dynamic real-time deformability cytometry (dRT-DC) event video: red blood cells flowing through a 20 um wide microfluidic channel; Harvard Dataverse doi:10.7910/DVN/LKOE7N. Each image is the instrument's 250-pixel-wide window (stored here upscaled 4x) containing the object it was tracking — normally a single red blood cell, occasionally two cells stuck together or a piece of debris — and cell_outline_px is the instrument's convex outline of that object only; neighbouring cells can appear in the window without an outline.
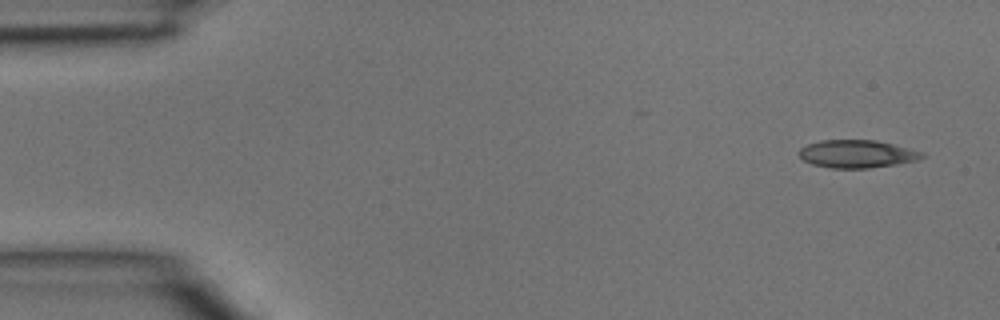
{"species": "common noctule bat (a hibernating species)", "species_latin": "Nyctalus noctula", "temperature_condition": "room temperature", "stored_images_in_passage": 3, "camera_frame_rate_fps": 3000, "um_per_image_px": 0.085, "animal": {"sex": "male", "body_mass_g": 15.6}, "frame": {"image": 1, "passage_image": 1, "time_ms": 0.0, "image_size_px": [1000, 320], "cell_outline_px": [[924, 156], [916, 160], [896, 164], [868, 168], [832, 168], [812, 164], [804, 160], [800, 156], [800, 148], [808, 144], [820, 140], [876, 140], [924, 152]], "centroid_in_image_um": [72.84, 13.08], "position_along_channel_um": 12.2, "area_um2": 19.71}}
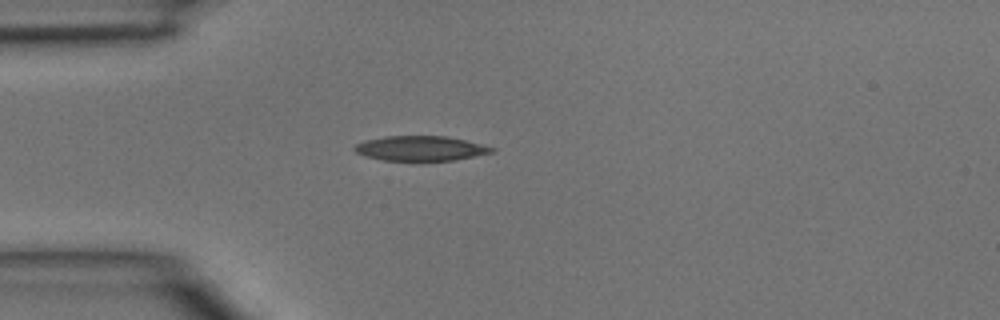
{"frame": {"image": 2, "passage_image": 3, "time_ms": 0.667, "image_size_px": [1000, 320], "cell_outline_px": [[496, 148], [492, 152], [456, 160], [384, 160], [368, 156], [356, 152], [352, 148], [356, 144], [364, 140], [384, 136], [448, 136]], "centroid_in_image_um": [35.73, 12.6], "position_along_channel_um": 49.3, "area_um2": 19.59}}